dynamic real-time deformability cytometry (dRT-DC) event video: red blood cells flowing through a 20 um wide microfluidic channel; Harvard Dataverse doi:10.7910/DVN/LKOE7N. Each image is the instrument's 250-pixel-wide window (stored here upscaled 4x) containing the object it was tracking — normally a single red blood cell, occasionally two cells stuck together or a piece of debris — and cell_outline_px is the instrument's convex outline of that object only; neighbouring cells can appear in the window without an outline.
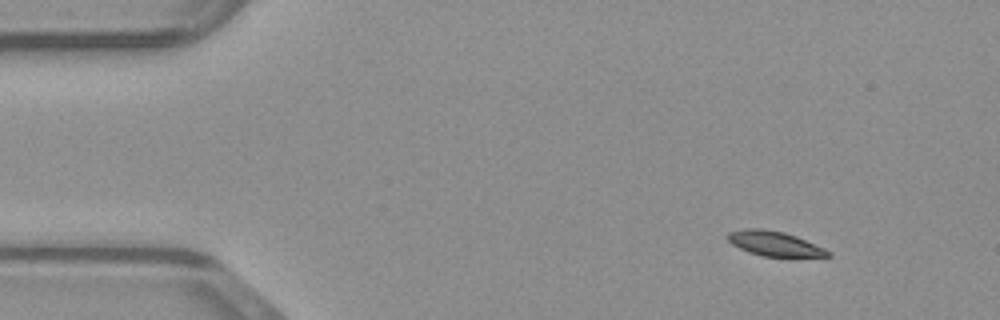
{"species": "common noctule bat (a hibernating species)", "species_latin": "Nyctalus noctula", "temperature_condition": "warm", "stored_images_in_passage": 47, "camera_frame_rate_fps": 3000, "um_per_image_px": 0.085, "animal": {"sex": "male", "body_mass_g": 23.1, "forearm_length_mm": 52.7}, "frame": {"image": 1, "passage_image": 4, "time_ms": 1.0, "image_size_px": [1000, 320], "cell_outline_px": [[832, 256], [764, 256], [748, 252], [732, 244], [728, 240], [728, 232], [744, 228], [764, 228], [784, 232], [796, 236], [824, 248], [832, 252]], "centroid_in_image_um": [65.82, 20.69], "position_along_channel_um": 19.2, "area_um2": 14.33}}
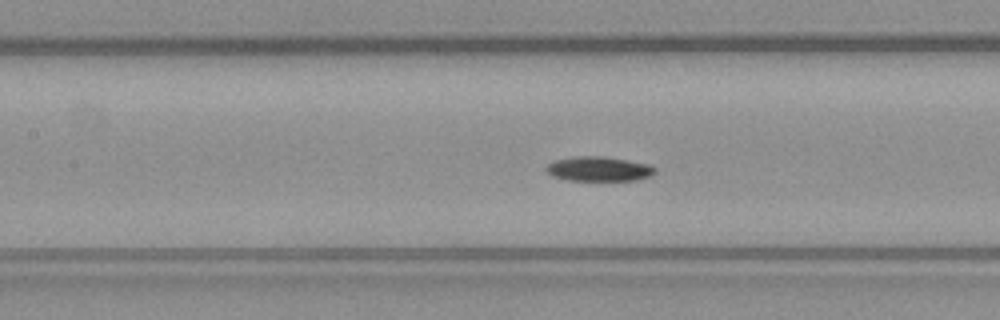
{"frame": {"image": 2, "passage_image": 20, "time_ms": 6.333, "image_size_px": [1000, 320], "cell_outline_px": [[656, 172], [652, 176], [636, 180], [568, 180], [552, 176], [544, 168], [552, 160], [576, 156], [600, 156], [648, 164], [656, 168]], "centroid_in_image_um": [50.88, 14.36], "position_along_channel_um": 156.5, "area_um2": 15.55}}
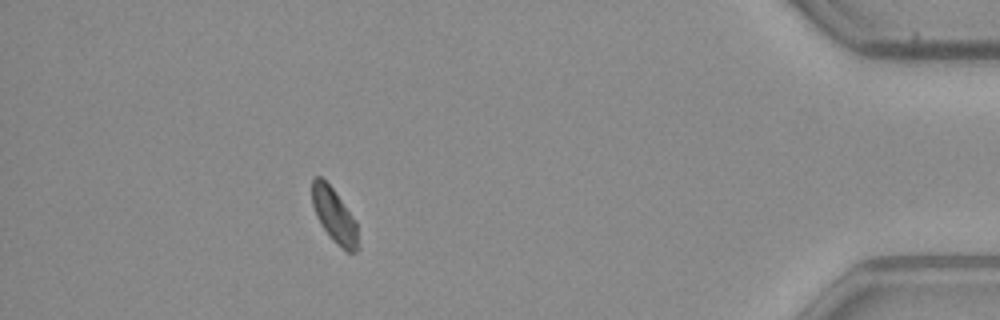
{"frame": {"image": 3, "passage_image": 42, "time_ms": 13.667, "image_size_px": [1000, 320], "cell_outline_px": [[360, 248], [356, 252], [348, 252], [336, 244], [332, 240], [316, 216], [312, 204], [312, 180], [316, 176], [320, 176], [332, 188], [356, 224]], "centroid_in_image_um": [28.41, 18.37], "position_along_channel_um": 406.8, "area_um2": 14.16}}